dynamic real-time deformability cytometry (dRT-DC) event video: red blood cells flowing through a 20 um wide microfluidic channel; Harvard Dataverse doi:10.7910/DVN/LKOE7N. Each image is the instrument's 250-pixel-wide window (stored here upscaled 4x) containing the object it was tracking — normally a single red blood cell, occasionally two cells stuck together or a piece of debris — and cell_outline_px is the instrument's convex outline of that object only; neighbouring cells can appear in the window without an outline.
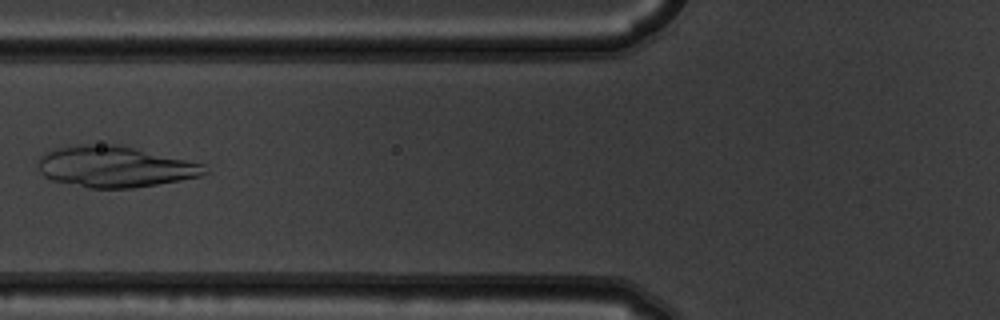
{"species": "common noctule bat (a hibernating species)", "species_latin": "Nyctalus noctula", "temperature_condition": "warm", "stored_images_in_passage": 7, "camera_frame_rate_fps": 3000, "um_per_image_px": 0.085, "animal": {"sex": "male", "body_mass_g": 19.5, "forearm_length_mm": 54.6}, "frame": {"image": 1, "passage_image": 6, "time_ms": 1.667, "image_size_px": [1000, 320], "cell_outline_px": [[208, 172], [200, 176], [180, 180], [132, 188], [88, 188], [52, 180], [44, 176], [40, 172], [40, 156], [56, 148], [84, 144], [120, 144], [204, 164]], "centroid_in_image_um": [9.78, 14.16], "position_along_channel_um": 116.0, "area_um2": 39.65}}